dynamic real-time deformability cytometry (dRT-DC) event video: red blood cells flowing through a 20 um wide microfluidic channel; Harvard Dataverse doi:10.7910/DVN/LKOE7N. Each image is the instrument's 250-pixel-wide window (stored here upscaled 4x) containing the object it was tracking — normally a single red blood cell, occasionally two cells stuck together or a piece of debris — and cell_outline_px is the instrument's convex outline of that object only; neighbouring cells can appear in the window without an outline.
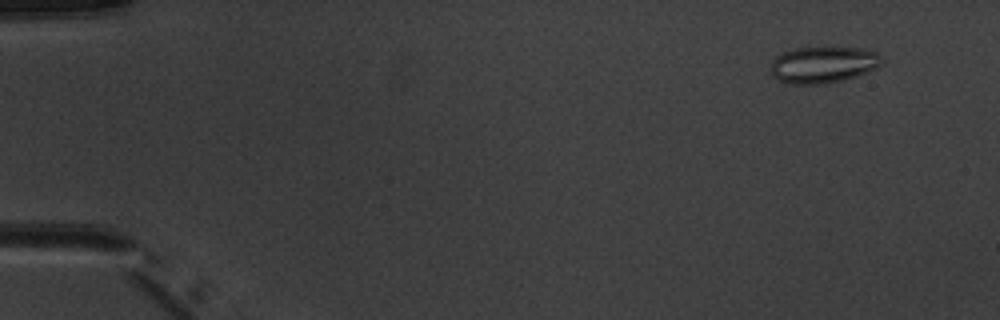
{"species": "common noctule bat (a hibernating species)", "species_latin": "Nyctalus noctula", "temperature_condition": "warm", "stored_images_in_passage": 6, "camera_frame_rate_fps": 3000, "um_per_image_px": 0.085, "animal": {"sex": "male", "body_mass_g": 20.1, "forearm_length_mm": 53.5}, "frame": {"image": 1, "passage_image": 2, "time_ms": 1.333, "image_size_px": [1000, 320], "cell_outline_px": [[880, 64], [876, 68], [868, 72], [844, 80], [824, 84], [792, 84], [780, 80], [768, 68], [772, 60], [776, 56], [784, 52], [796, 48], [860, 48], [876, 52], [880, 56]], "centroid_in_image_um": [69.95, 5.51], "position_along_channel_um": 15.1, "area_um2": 23.41}}
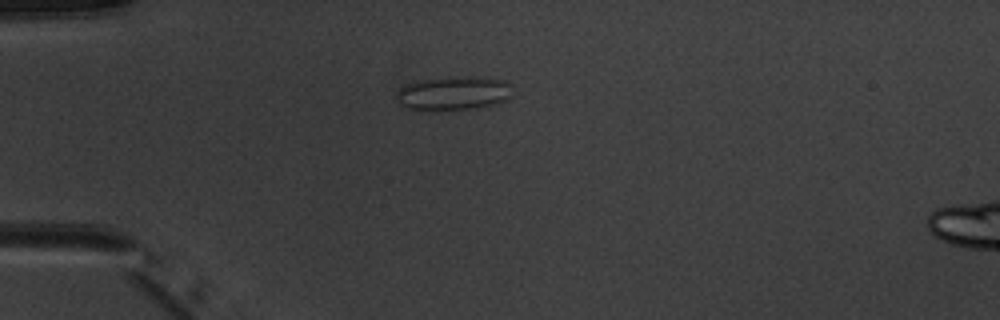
{"frame": {"image": 2, "passage_image": 5, "time_ms": 4.667, "image_size_px": [1000, 320], "cell_outline_px": [[508, 96], [504, 100], [488, 108], [408, 108], [400, 104], [396, 100], [396, 92], [404, 84], [420, 80], [464, 76], [480, 76], [504, 80], [508, 84]], "centroid_in_image_um": [38.53, 7.89], "position_along_channel_um": 46.5, "area_um2": 22.31}}
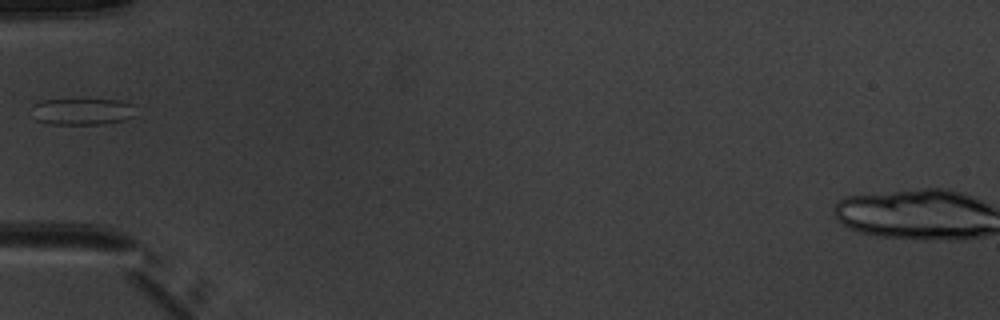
{"frame": {"image": 3, "passage_image": 6, "time_ms": 6.0, "image_size_px": [1000, 320], "cell_outline_px": [[132, 116], [124, 120], [100, 124], [48, 124], [36, 120], [32, 104], [40, 100], [120, 100], [132, 104]], "centroid_in_image_um": [6.94, 9.48], "position_along_channel_um": 78.1, "area_um2": 15.84}}